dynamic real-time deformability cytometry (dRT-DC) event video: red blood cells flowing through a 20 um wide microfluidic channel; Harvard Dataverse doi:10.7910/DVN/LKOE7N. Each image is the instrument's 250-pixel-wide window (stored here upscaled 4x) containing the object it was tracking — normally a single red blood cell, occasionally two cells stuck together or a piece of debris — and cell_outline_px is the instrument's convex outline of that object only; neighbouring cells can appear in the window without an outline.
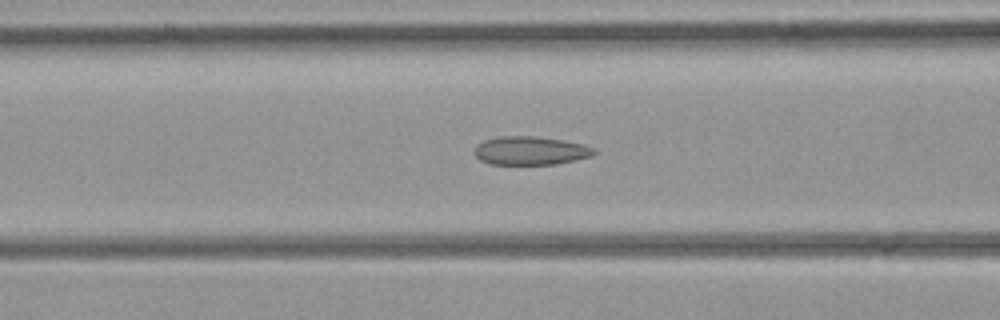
{"species": "common noctule bat (a hibernating species)", "species_latin": "Nyctalus noctula", "temperature_condition": "room temperature", "stored_images_in_passage": 41, "camera_frame_rate_fps": 3000, "um_per_image_px": 0.085, "animal": {"sex": "female", "body_mass_g": 21.9}, "frame": {"image": 1, "passage_image": 15, "time_ms": 4.667, "image_size_px": [1000, 320], "cell_outline_px": [[596, 152], [592, 156], [576, 160], [556, 164], [492, 164], [480, 160], [472, 152], [476, 144], [484, 140], [500, 136], [536, 136], [564, 140], [584, 144], [596, 148]], "centroid_in_image_um": [45.09, 12.8], "position_along_channel_um": 121.5, "area_um2": 20.11}}
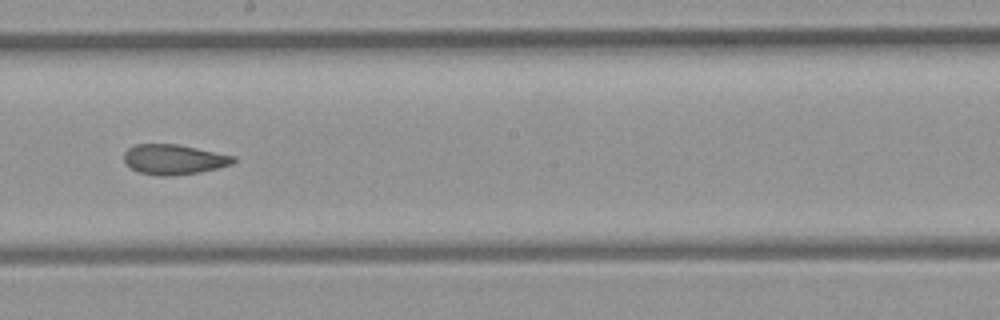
{"frame": {"image": 2, "passage_image": 22, "time_ms": 7.0, "image_size_px": [1000, 320], "cell_outline_px": [[236, 160], [232, 164], [200, 172], [168, 176], [160, 176], [140, 172], [132, 168], [124, 160], [124, 152], [128, 148], [136, 144], [176, 144], [236, 156]], "centroid_in_image_um": [14.79, 13.54], "position_along_channel_um": 233.4, "area_um2": 18.96}}
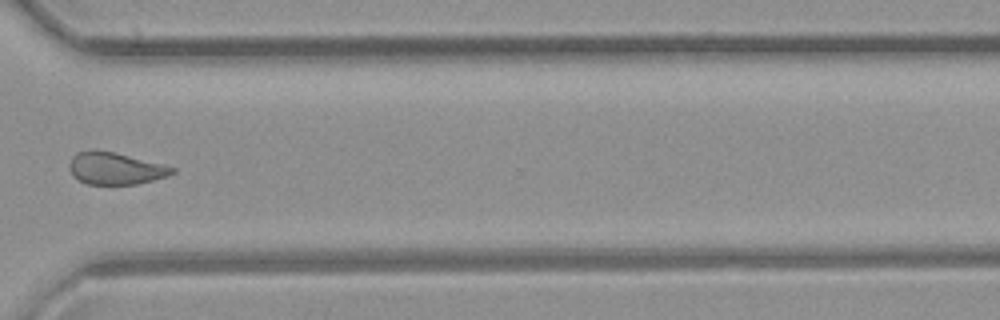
{"frame": {"image": 3, "passage_image": 30, "time_ms": 9.667, "image_size_px": [1000, 320], "cell_outline_px": [[176, 172], [168, 176], [136, 184], [88, 184], [72, 176], [68, 168], [68, 164], [72, 156], [76, 152], [92, 148], [112, 152], [176, 168]], "centroid_in_image_um": [9.73, 14.31], "position_along_channel_um": 360.9, "area_um2": 19.19}}